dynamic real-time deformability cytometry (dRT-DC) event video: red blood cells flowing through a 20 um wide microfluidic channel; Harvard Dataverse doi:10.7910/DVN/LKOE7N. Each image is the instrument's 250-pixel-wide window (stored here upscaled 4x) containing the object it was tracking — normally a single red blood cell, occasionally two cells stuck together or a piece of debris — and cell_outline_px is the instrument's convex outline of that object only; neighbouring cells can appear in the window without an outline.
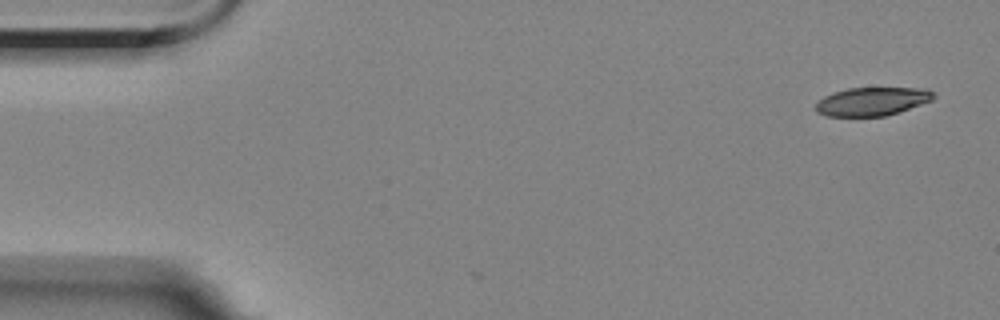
{"species": "Egyptian fruit bat (a non-hibernating species)", "species_latin": "Rousettus aegyptiacus", "temperature_condition": "room temperature", "stored_images_in_passage": 6, "camera_frame_rate_fps": 3000, "um_per_image_px": 0.085, "animal": {"sex": "female"}, "frame": {"image": 1, "passage_image": 1, "time_ms": 0.0, "image_size_px": [1000, 320], "cell_outline_px": [[936, 96], [932, 100], [884, 116], [828, 116], [816, 112], [816, 104], [824, 96], [832, 92], [848, 88], [928, 88], [936, 92]], "centroid_in_image_um": [74.14, 8.6], "position_along_channel_um": 10.9, "area_um2": 19.42}}
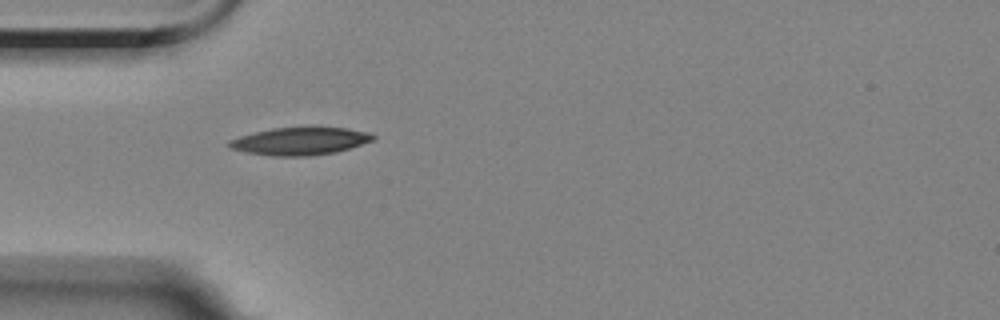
{"frame": {"image": 2, "passage_image": 5, "time_ms": 4.667, "image_size_px": [1000, 320], "cell_outline_px": [[376, 136], [372, 140], [336, 152], [308, 156], [272, 156], [244, 152], [228, 148], [228, 140], [240, 136], [272, 128], [308, 124], [316, 124], [348, 128], [368, 132]], "centroid_in_image_um": [25.49, 11.95], "position_along_channel_um": 59.5, "area_um2": 24.1}}
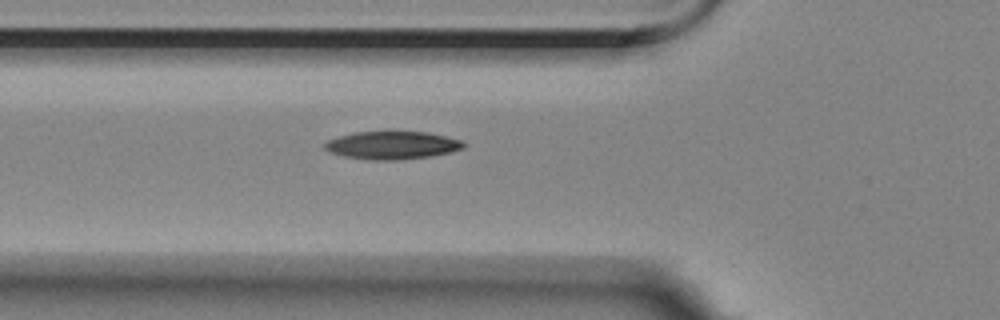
{"frame": {"image": 3, "passage_image": 6, "time_ms": 5.667, "image_size_px": [1000, 320], "cell_outline_px": [[464, 148], [452, 152], [432, 156], [400, 160], [368, 160], [344, 156], [328, 152], [324, 148], [324, 144], [328, 140], [340, 136], [356, 132], [428, 132], [460, 140], [464, 144]], "centroid_in_image_um": [33.32, 12.36], "position_along_channel_um": 92.5, "area_um2": 22.54}}